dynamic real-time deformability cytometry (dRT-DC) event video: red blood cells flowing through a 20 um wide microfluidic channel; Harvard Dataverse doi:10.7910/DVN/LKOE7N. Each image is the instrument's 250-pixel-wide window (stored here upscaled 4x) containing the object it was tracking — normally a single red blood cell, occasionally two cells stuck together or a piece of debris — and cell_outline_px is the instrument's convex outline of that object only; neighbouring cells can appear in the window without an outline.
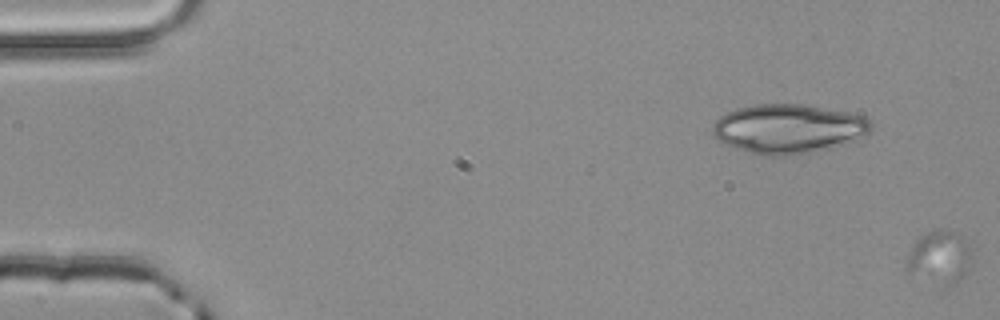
{"species": "common noctule bat (a hibernating species)", "species_latin": "Nyctalus noctula", "temperature_condition": "room temperature", "stored_images_in_passage": 2, "segment_of_instrument_passage": [2, 2], "camera_frame_rate_fps": 3000, "um_per_image_px": 0.085, "animal": {"sex": "male", "body_mass_g": 20.4}, "frame": {"image": 1, "passage_image": 2, "time_ms": 0.333, "image_size_px": [1000, 320], "cell_outline_px": [[972, 264], [956, 284], [948, 288], [912, 280], [908, 276], [904, 264], [916, 240], [928, 232], [936, 228], [940, 228], [952, 232], [960, 236], [972, 248]], "centroid_in_image_um": [79.82, 21.98], "position_along_channel_um": 5.2, "area_um2": 21.27}}